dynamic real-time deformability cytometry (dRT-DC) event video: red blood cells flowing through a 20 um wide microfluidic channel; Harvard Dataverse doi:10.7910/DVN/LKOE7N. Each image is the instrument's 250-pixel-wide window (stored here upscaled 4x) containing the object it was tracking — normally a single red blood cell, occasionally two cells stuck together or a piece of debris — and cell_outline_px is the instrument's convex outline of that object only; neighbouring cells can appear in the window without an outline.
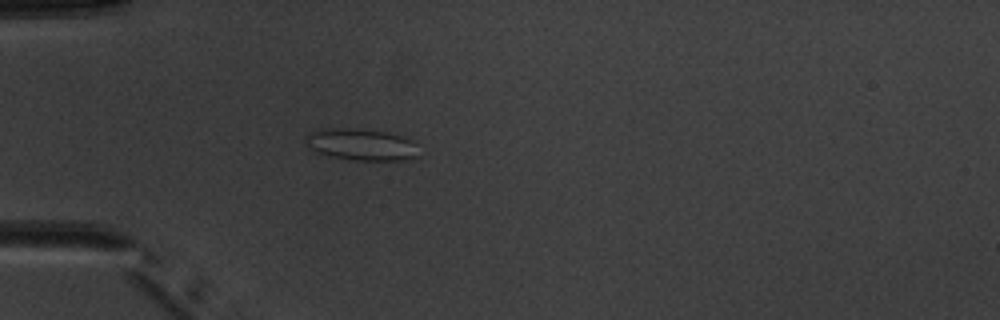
{"species": "common noctule bat (a hibernating species)", "species_latin": "Nyctalus noctula", "temperature_condition": "warm", "stored_images_in_passage": 5, "camera_frame_rate_fps": 3000, "um_per_image_px": 0.085, "animal": {"sex": "male", "body_mass_g": 20.1, "forearm_length_mm": 53.5}, "frame": {"image": 1, "passage_image": 5, "time_ms": 4.667, "image_size_px": [1000, 320], "cell_outline_px": [[420, 156], [404, 160], [356, 160], [328, 156], [316, 152], [308, 148], [304, 140], [304, 136], [308, 132], [324, 128], [356, 128], [384, 132], [404, 136], [412, 140]], "centroid_in_image_um": [30.66, 12.28], "position_along_channel_um": 54.3, "area_um2": 21.21}}